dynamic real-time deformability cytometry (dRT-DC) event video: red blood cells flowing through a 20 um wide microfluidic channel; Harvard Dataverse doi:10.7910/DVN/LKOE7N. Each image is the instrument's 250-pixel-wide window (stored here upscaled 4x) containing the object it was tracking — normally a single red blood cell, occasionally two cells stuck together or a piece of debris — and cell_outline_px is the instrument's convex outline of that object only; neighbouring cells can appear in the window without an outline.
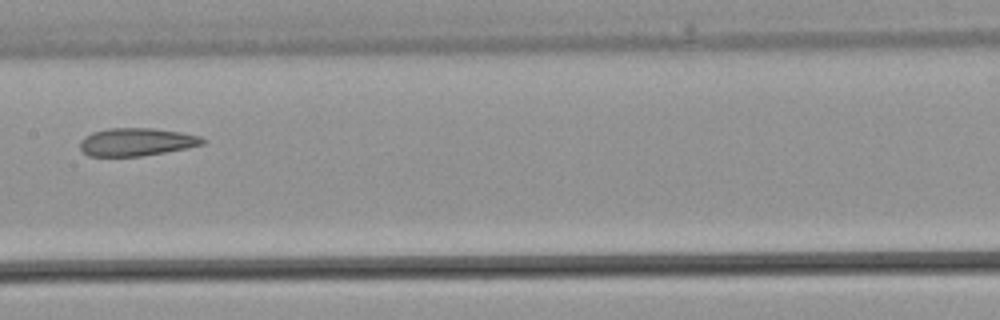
{"species": "common noctule bat (a hibernating species)", "species_latin": "Nyctalus noctula", "temperature_condition": "warm", "stored_images_in_passage": 29, "camera_frame_rate_fps": 3000, "um_per_image_px": 0.085, "animal": {"sex": "male", "body_mass_g": 21.5, "forearm_length_mm": 52.0}, "frame": {"image": 1, "passage_image": 17, "time_ms": 5.333, "image_size_px": [1000, 320], "cell_outline_px": [[208, 140], [204, 144], [188, 148], [140, 156], [88, 156], [80, 148], [80, 140], [84, 136], [92, 132], [108, 128], [152, 128], [180, 132], [200, 136]], "centroid_in_image_um": [11.61, 12.06], "position_along_channel_um": 195.8, "area_um2": 20.0}}